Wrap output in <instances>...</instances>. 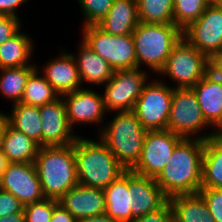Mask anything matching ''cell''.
<instances>
[{
  "label": "cell",
  "instance_id": "23",
  "mask_svg": "<svg viewBox=\"0 0 222 222\" xmlns=\"http://www.w3.org/2000/svg\"><path fill=\"white\" fill-rule=\"evenodd\" d=\"M175 222H215L199 193L176 195L168 199Z\"/></svg>",
  "mask_w": 222,
  "mask_h": 222
},
{
  "label": "cell",
  "instance_id": "14",
  "mask_svg": "<svg viewBox=\"0 0 222 222\" xmlns=\"http://www.w3.org/2000/svg\"><path fill=\"white\" fill-rule=\"evenodd\" d=\"M0 182L1 189L13 194L23 205L45 199L34 163H9Z\"/></svg>",
  "mask_w": 222,
  "mask_h": 222
},
{
  "label": "cell",
  "instance_id": "21",
  "mask_svg": "<svg viewBox=\"0 0 222 222\" xmlns=\"http://www.w3.org/2000/svg\"><path fill=\"white\" fill-rule=\"evenodd\" d=\"M139 23L137 0H114L97 26L111 35H125L132 34Z\"/></svg>",
  "mask_w": 222,
  "mask_h": 222
},
{
  "label": "cell",
  "instance_id": "27",
  "mask_svg": "<svg viewBox=\"0 0 222 222\" xmlns=\"http://www.w3.org/2000/svg\"><path fill=\"white\" fill-rule=\"evenodd\" d=\"M201 188L222 189V139L217 135L204 141Z\"/></svg>",
  "mask_w": 222,
  "mask_h": 222
},
{
  "label": "cell",
  "instance_id": "33",
  "mask_svg": "<svg viewBox=\"0 0 222 222\" xmlns=\"http://www.w3.org/2000/svg\"><path fill=\"white\" fill-rule=\"evenodd\" d=\"M58 200L45 198L39 202L24 205L25 222H50Z\"/></svg>",
  "mask_w": 222,
  "mask_h": 222
},
{
  "label": "cell",
  "instance_id": "6",
  "mask_svg": "<svg viewBox=\"0 0 222 222\" xmlns=\"http://www.w3.org/2000/svg\"><path fill=\"white\" fill-rule=\"evenodd\" d=\"M208 128L210 132L205 133L204 130ZM168 130L183 138L206 140L216 135V130L205 120L192 88H174L168 117ZM199 133L201 134L199 135Z\"/></svg>",
  "mask_w": 222,
  "mask_h": 222
},
{
  "label": "cell",
  "instance_id": "44",
  "mask_svg": "<svg viewBox=\"0 0 222 222\" xmlns=\"http://www.w3.org/2000/svg\"><path fill=\"white\" fill-rule=\"evenodd\" d=\"M8 164H9V161L0 147V178L2 174L4 173V171L6 170Z\"/></svg>",
  "mask_w": 222,
  "mask_h": 222
},
{
  "label": "cell",
  "instance_id": "20",
  "mask_svg": "<svg viewBox=\"0 0 222 222\" xmlns=\"http://www.w3.org/2000/svg\"><path fill=\"white\" fill-rule=\"evenodd\" d=\"M78 53H72L77 62L81 83L89 86L104 85L114 73L111 65L95 53L83 40L79 41ZM76 54V55H75ZM84 82V83H83Z\"/></svg>",
  "mask_w": 222,
  "mask_h": 222
},
{
  "label": "cell",
  "instance_id": "47",
  "mask_svg": "<svg viewBox=\"0 0 222 222\" xmlns=\"http://www.w3.org/2000/svg\"><path fill=\"white\" fill-rule=\"evenodd\" d=\"M216 5L219 6L220 8H222V0H218Z\"/></svg>",
  "mask_w": 222,
  "mask_h": 222
},
{
  "label": "cell",
  "instance_id": "1",
  "mask_svg": "<svg viewBox=\"0 0 222 222\" xmlns=\"http://www.w3.org/2000/svg\"><path fill=\"white\" fill-rule=\"evenodd\" d=\"M204 141L199 138H183L155 178L168 198L199 192L202 185Z\"/></svg>",
  "mask_w": 222,
  "mask_h": 222
},
{
  "label": "cell",
  "instance_id": "24",
  "mask_svg": "<svg viewBox=\"0 0 222 222\" xmlns=\"http://www.w3.org/2000/svg\"><path fill=\"white\" fill-rule=\"evenodd\" d=\"M105 213L120 222H130L132 212L129 205L128 170L103 189Z\"/></svg>",
  "mask_w": 222,
  "mask_h": 222
},
{
  "label": "cell",
  "instance_id": "38",
  "mask_svg": "<svg viewBox=\"0 0 222 222\" xmlns=\"http://www.w3.org/2000/svg\"><path fill=\"white\" fill-rule=\"evenodd\" d=\"M29 0H0V15H11L18 17V7L24 6Z\"/></svg>",
  "mask_w": 222,
  "mask_h": 222
},
{
  "label": "cell",
  "instance_id": "2",
  "mask_svg": "<svg viewBox=\"0 0 222 222\" xmlns=\"http://www.w3.org/2000/svg\"><path fill=\"white\" fill-rule=\"evenodd\" d=\"M74 153L80 185L105 189L126 171L100 139L79 136Z\"/></svg>",
  "mask_w": 222,
  "mask_h": 222
},
{
  "label": "cell",
  "instance_id": "3",
  "mask_svg": "<svg viewBox=\"0 0 222 222\" xmlns=\"http://www.w3.org/2000/svg\"><path fill=\"white\" fill-rule=\"evenodd\" d=\"M34 165L45 198L59 200L78 184L74 143L39 147Z\"/></svg>",
  "mask_w": 222,
  "mask_h": 222
},
{
  "label": "cell",
  "instance_id": "46",
  "mask_svg": "<svg viewBox=\"0 0 222 222\" xmlns=\"http://www.w3.org/2000/svg\"><path fill=\"white\" fill-rule=\"evenodd\" d=\"M209 4H216L218 0H206Z\"/></svg>",
  "mask_w": 222,
  "mask_h": 222
},
{
  "label": "cell",
  "instance_id": "13",
  "mask_svg": "<svg viewBox=\"0 0 222 222\" xmlns=\"http://www.w3.org/2000/svg\"><path fill=\"white\" fill-rule=\"evenodd\" d=\"M83 87L62 96L66 107L68 121L72 129L81 124H96L99 132L104 126L105 116L108 113L103 99V94ZM103 122V123H102ZM103 124V125H102Z\"/></svg>",
  "mask_w": 222,
  "mask_h": 222
},
{
  "label": "cell",
  "instance_id": "5",
  "mask_svg": "<svg viewBox=\"0 0 222 222\" xmlns=\"http://www.w3.org/2000/svg\"><path fill=\"white\" fill-rule=\"evenodd\" d=\"M137 67L147 66L157 74L166 64L174 45L181 39L182 31L174 24H148L140 22L132 33Z\"/></svg>",
  "mask_w": 222,
  "mask_h": 222
},
{
  "label": "cell",
  "instance_id": "16",
  "mask_svg": "<svg viewBox=\"0 0 222 222\" xmlns=\"http://www.w3.org/2000/svg\"><path fill=\"white\" fill-rule=\"evenodd\" d=\"M128 193L132 220L160 209L169 199L155 178L139 175L132 170H128Z\"/></svg>",
  "mask_w": 222,
  "mask_h": 222
},
{
  "label": "cell",
  "instance_id": "4",
  "mask_svg": "<svg viewBox=\"0 0 222 222\" xmlns=\"http://www.w3.org/2000/svg\"><path fill=\"white\" fill-rule=\"evenodd\" d=\"M114 113L97 136L126 170H132L140 160L147 130L133 111Z\"/></svg>",
  "mask_w": 222,
  "mask_h": 222
},
{
  "label": "cell",
  "instance_id": "31",
  "mask_svg": "<svg viewBox=\"0 0 222 222\" xmlns=\"http://www.w3.org/2000/svg\"><path fill=\"white\" fill-rule=\"evenodd\" d=\"M208 5L206 0H174V24L181 31L185 30L201 16Z\"/></svg>",
  "mask_w": 222,
  "mask_h": 222
},
{
  "label": "cell",
  "instance_id": "8",
  "mask_svg": "<svg viewBox=\"0 0 222 222\" xmlns=\"http://www.w3.org/2000/svg\"><path fill=\"white\" fill-rule=\"evenodd\" d=\"M82 28V39L95 53L105 59L114 71L137 67L132 34L111 35L97 25Z\"/></svg>",
  "mask_w": 222,
  "mask_h": 222
},
{
  "label": "cell",
  "instance_id": "28",
  "mask_svg": "<svg viewBox=\"0 0 222 222\" xmlns=\"http://www.w3.org/2000/svg\"><path fill=\"white\" fill-rule=\"evenodd\" d=\"M37 64L22 67L0 68V94L13 104L19 103L30 74L37 68Z\"/></svg>",
  "mask_w": 222,
  "mask_h": 222
},
{
  "label": "cell",
  "instance_id": "29",
  "mask_svg": "<svg viewBox=\"0 0 222 222\" xmlns=\"http://www.w3.org/2000/svg\"><path fill=\"white\" fill-rule=\"evenodd\" d=\"M38 68L39 66L30 74L20 102L39 107L55 101L60 95L46 80L44 75L40 74Z\"/></svg>",
  "mask_w": 222,
  "mask_h": 222
},
{
  "label": "cell",
  "instance_id": "39",
  "mask_svg": "<svg viewBox=\"0 0 222 222\" xmlns=\"http://www.w3.org/2000/svg\"><path fill=\"white\" fill-rule=\"evenodd\" d=\"M50 222H77V220L69 211L58 203L53 209Z\"/></svg>",
  "mask_w": 222,
  "mask_h": 222
},
{
  "label": "cell",
  "instance_id": "12",
  "mask_svg": "<svg viewBox=\"0 0 222 222\" xmlns=\"http://www.w3.org/2000/svg\"><path fill=\"white\" fill-rule=\"evenodd\" d=\"M182 36L208 58L222 53V8L209 4Z\"/></svg>",
  "mask_w": 222,
  "mask_h": 222
},
{
  "label": "cell",
  "instance_id": "36",
  "mask_svg": "<svg viewBox=\"0 0 222 222\" xmlns=\"http://www.w3.org/2000/svg\"><path fill=\"white\" fill-rule=\"evenodd\" d=\"M17 212H24V205L13 194L0 189V218Z\"/></svg>",
  "mask_w": 222,
  "mask_h": 222
},
{
  "label": "cell",
  "instance_id": "9",
  "mask_svg": "<svg viewBox=\"0 0 222 222\" xmlns=\"http://www.w3.org/2000/svg\"><path fill=\"white\" fill-rule=\"evenodd\" d=\"M173 90V86L158 78L149 79L144 85L133 112L147 131L168 130Z\"/></svg>",
  "mask_w": 222,
  "mask_h": 222
},
{
  "label": "cell",
  "instance_id": "11",
  "mask_svg": "<svg viewBox=\"0 0 222 222\" xmlns=\"http://www.w3.org/2000/svg\"><path fill=\"white\" fill-rule=\"evenodd\" d=\"M182 139V136L170 130L147 131L140 160L132 171L139 175L156 178Z\"/></svg>",
  "mask_w": 222,
  "mask_h": 222
},
{
  "label": "cell",
  "instance_id": "43",
  "mask_svg": "<svg viewBox=\"0 0 222 222\" xmlns=\"http://www.w3.org/2000/svg\"><path fill=\"white\" fill-rule=\"evenodd\" d=\"M8 125V114L0 111V143L3 138L6 126Z\"/></svg>",
  "mask_w": 222,
  "mask_h": 222
},
{
  "label": "cell",
  "instance_id": "15",
  "mask_svg": "<svg viewBox=\"0 0 222 222\" xmlns=\"http://www.w3.org/2000/svg\"><path fill=\"white\" fill-rule=\"evenodd\" d=\"M42 123V146H65L79 137L69 124L62 96L39 106Z\"/></svg>",
  "mask_w": 222,
  "mask_h": 222
},
{
  "label": "cell",
  "instance_id": "17",
  "mask_svg": "<svg viewBox=\"0 0 222 222\" xmlns=\"http://www.w3.org/2000/svg\"><path fill=\"white\" fill-rule=\"evenodd\" d=\"M41 71L60 96L83 88L77 62L72 52L61 50V54L59 53L55 59L48 60Z\"/></svg>",
  "mask_w": 222,
  "mask_h": 222
},
{
  "label": "cell",
  "instance_id": "45",
  "mask_svg": "<svg viewBox=\"0 0 222 222\" xmlns=\"http://www.w3.org/2000/svg\"><path fill=\"white\" fill-rule=\"evenodd\" d=\"M216 135L222 139V125L219 127V129L216 131Z\"/></svg>",
  "mask_w": 222,
  "mask_h": 222
},
{
  "label": "cell",
  "instance_id": "35",
  "mask_svg": "<svg viewBox=\"0 0 222 222\" xmlns=\"http://www.w3.org/2000/svg\"><path fill=\"white\" fill-rule=\"evenodd\" d=\"M22 20L11 15H0V45L22 29Z\"/></svg>",
  "mask_w": 222,
  "mask_h": 222
},
{
  "label": "cell",
  "instance_id": "30",
  "mask_svg": "<svg viewBox=\"0 0 222 222\" xmlns=\"http://www.w3.org/2000/svg\"><path fill=\"white\" fill-rule=\"evenodd\" d=\"M174 0H137L139 22L148 24L174 23Z\"/></svg>",
  "mask_w": 222,
  "mask_h": 222
},
{
  "label": "cell",
  "instance_id": "26",
  "mask_svg": "<svg viewBox=\"0 0 222 222\" xmlns=\"http://www.w3.org/2000/svg\"><path fill=\"white\" fill-rule=\"evenodd\" d=\"M11 107L8 124L42 147V123L39 107L21 102L12 104Z\"/></svg>",
  "mask_w": 222,
  "mask_h": 222
},
{
  "label": "cell",
  "instance_id": "19",
  "mask_svg": "<svg viewBox=\"0 0 222 222\" xmlns=\"http://www.w3.org/2000/svg\"><path fill=\"white\" fill-rule=\"evenodd\" d=\"M192 89L205 120L217 131L222 125V81L208 72Z\"/></svg>",
  "mask_w": 222,
  "mask_h": 222
},
{
  "label": "cell",
  "instance_id": "41",
  "mask_svg": "<svg viewBox=\"0 0 222 222\" xmlns=\"http://www.w3.org/2000/svg\"><path fill=\"white\" fill-rule=\"evenodd\" d=\"M77 222H120V221H117L116 219H113L112 217L104 213L97 216L82 218L77 220Z\"/></svg>",
  "mask_w": 222,
  "mask_h": 222
},
{
  "label": "cell",
  "instance_id": "25",
  "mask_svg": "<svg viewBox=\"0 0 222 222\" xmlns=\"http://www.w3.org/2000/svg\"><path fill=\"white\" fill-rule=\"evenodd\" d=\"M16 33L11 39L0 45V68L22 67L32 65L34 40L28 33Z\"/></svg>",
  "mask_w": 222,
  "mask_h": 222
},
{
  "label": "cell",
  "instance_id": "32",
  "mask_svg": "<svg viewBox=\"0 0 222 222\" xmlns=\"http://www.w3.org/2000/svg\"><path fill=\"white\" fill-rule=\"evenodd\" d=\"M82 11L83 25H97L108 13L114 0H77Z\"/></svg>",
  "mask_w": 222,
  "mask_h": 222
},
{
  "label": "cell",
  "instance_id": "22",
  "mask_svg": "<svg viewBox=\"0 0 222 222\" xmlns=\"http://www.w3.org/2000/svg\"><path fill=\"white\" fill-rule=\"evenodd\" d=\"M0 147L9 163H34L40 146L8 124Z\"/></svg>",
  "mask_w": 222,
  "mask_h": 222
},
{
  "label": "cell",
  "instance_id": "37",
  "mask_svg": "<svg viewBox=\"0 0 222 222\" xmlns=\"http://www.w3.org/2000/svg\"><path fill=\"white\" fill-rule=\"evenodd\" d=\"M173 220L172 217V209L169 201L160 209L147 213L135 220H131L130 222H171Z\"/></svg>",
  "mask_w": 222,
  "mask_h": 222
},
{
  "label": "cell",
  "instance_id": "40",
  "mask_svg": "<svg viewBox=\"0 0 222 222\" xmlns=\"http://www.w3.org/2000/svg\"><path fill=\"white\" fill-rule=\"evenodd\" d=\"M209 72L222 81V53L209 58Z\"/></svg>",
  "mask_w": 222,
  "mask_h": 222
},
{
  "label": "cell",
  "instance_id": "10",
  "mask_svg": "<svg viewBox=\"0 0 222 222\" xmlns=\"http://www.w3.org/2000/svg\"><path fill=\"white\" fill-rule=\"evenodd\" d=\"M146 72L138 67L114 71L102 93L107 112L133 111L144 85L151 79Z\"/></svg>",
  "mask_w": 222,
  "mask_h": 222
},
{
  "label": "cell",
  "instance_id": "7",
  "mask_svg": "<svg viewBox=\"0 0 222 222\" xmlns=\"http://www.w3.org/2000/svg\"><path fill=\"white\" fill-rule=\"evenodd\" d=\"M208 72L209 58L182 36L172 48L165 66L158 75L161 81L165 77L175 81L174 88H192Z\"/></svg>",
  "mask_w": 222,
  "mask_h": 222
},
{
  "label": "cell",
  "instance_id": "18",
  "mask_svg": "<svg viewBox=\"0 0 222 222\" xmlns=\"http://www.w3.org/2000/svg\"><path fill=\"white\" fill-rule=\"evenodd\" d=\"M58 202L76 220L105 213V195L102 188L77 184L65 193Z\"/></svg>",
  "mask_w": 222,
  "mask_h": 222
},
{
  "label": "cell",
  "instance_id": "34",
  "mask_svg": "<svg viewBox=\"0 0 222 222\" xmlns=\"http://www.w3.org/2000/svg\"><path fill=\"white\" fill-rule=\"evenodd\" d=\"M208 206L215 222H222V189L200 188L198 192Z\"/></svg>",
  "mask_w": 222,
  "mask_h": 222
},
{
  "label": "cell",
  "instance_id": "42",
  "mask_svg": "<svg viewBox=\"0 0 222 222\" xmlns=\"http://www.w3.org/2000/svg\"><path fill=\"white\" fill-rule=\"evenodd\" d=\"M0 222H25V214L24 212L12 213L1 217Z\"/></svg>",
  "mask_w": 222,
  "mask_h": 222
}]
</instances>
